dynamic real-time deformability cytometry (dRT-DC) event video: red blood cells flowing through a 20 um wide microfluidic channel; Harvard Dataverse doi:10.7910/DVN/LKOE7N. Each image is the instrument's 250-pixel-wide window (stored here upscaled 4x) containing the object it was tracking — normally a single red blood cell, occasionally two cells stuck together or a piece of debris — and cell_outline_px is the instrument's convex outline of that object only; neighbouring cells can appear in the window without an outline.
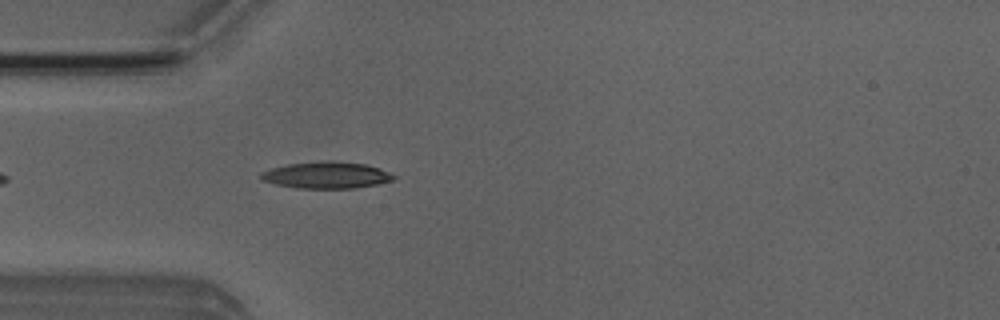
{"species": "Egyptian fruit bat (a non-hibernating species)", "species_latin": "Rousettus aegyptiacus", "temperature_condition": "room temperature", "stored_images_in_passage": 4, "camera_frame_rate_fps": 3000, "um_per_image_px": 0.085, "animal": {"sex": "male"}, "frame": {"image": 1, "passage_image": 4, "time_ms": 3.667, "image_size_px": [1000, 320], "cell_outline_px": [[396, 176], [392, 180], [380, 184], [356, 188], [296, 188], [276, 184], [260, 180], [260, 172], [272, 168], [288, 164], [364, 164], [380, 168]], "centroid_in_image_um": [27.74, 14.95], "position_along_channel_um": 57.3, "area_um2": 19.54}}